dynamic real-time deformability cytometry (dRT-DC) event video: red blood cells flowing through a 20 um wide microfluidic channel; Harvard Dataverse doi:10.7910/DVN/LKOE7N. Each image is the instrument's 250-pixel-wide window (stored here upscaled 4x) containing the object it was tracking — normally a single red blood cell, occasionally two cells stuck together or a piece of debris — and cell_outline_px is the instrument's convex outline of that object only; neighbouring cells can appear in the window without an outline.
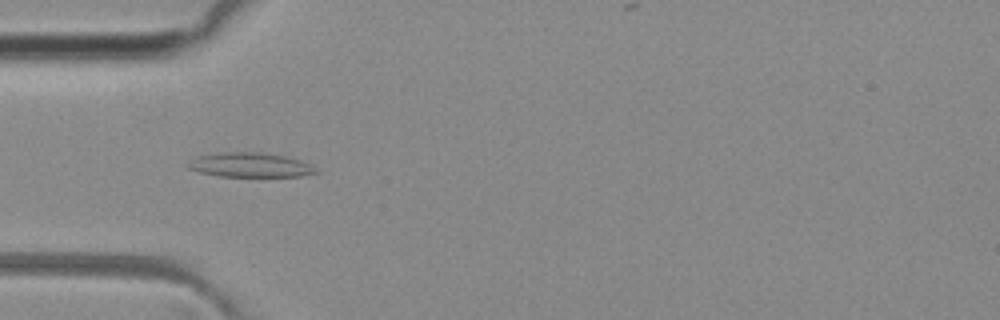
{"species": "common noctule bat (a hibernating species)", "species_latin": "Nyctalus noctula", "temperature_condition": "room temperature", "stored_images_in_passage": 49, "camera_frame_rate_fps": 3000, "um_per_image_px": 0.085, "animal": {"sex": "female", "body_mass_g": 29.2, "forearm_length_mm": 56.3}, "frame": {"image": 1, "passage_image": 13, "time_ms": 4.0, "image_size_px": [1000, 320], "cell_outline_px": [[320, 172], [300, 176], [216, 176], [196, 172], [188, 168], [184, 164], [200, 156], [224, 152], [260, 152], [284, 156], [300, 160], [308, 164]], "centroid_in_image_um": [21.21, 14.03], "position_along_channel_um": 63.8, "area_um2": 18.09}}
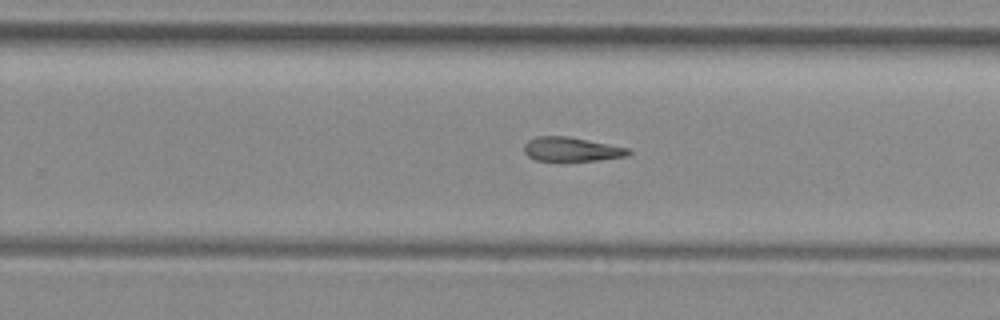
{"frame": {"image": 2, "passage_image": 29, "time_ms": 9.333, "image_size_px": [1000, 320], "cell_outline_px": [[632, 152], [628, 156], [596, 160], [536, 160], [528, 156], [524, 152], [524, 144], [528, 140], [536, 136], [568, 136], [632, 148]], "centroid_in_image_um": [48.62, 12.67], "position_along_channel_um": 281.2, "area_um2": 14.74}}
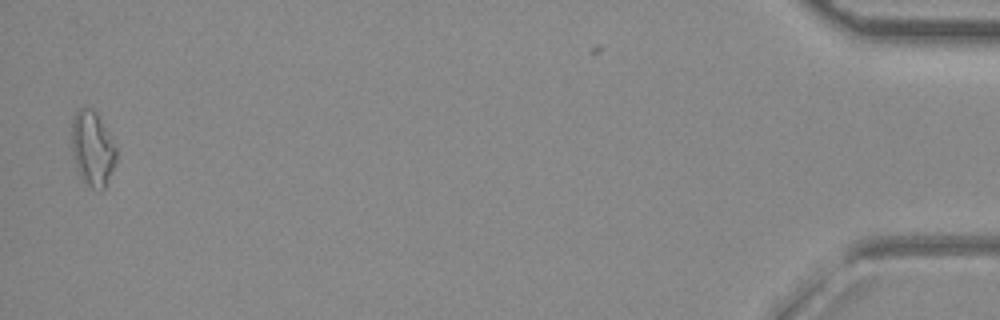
{"frame": {"image": 3, "passage_image": 47, "time_ms": 15.333, "image_size_px": [1000, 320], "cell_outline_px": [[116, 160], [104, 188], [100, 192], [92, 188], [80, 176], [72, 152], [72, 120], [76, 112], [80, 108], [92, 108], [96, 112], [116, 148]], "centroid_in_image_um": [7.85, 12.63], "position_along_channel_um": 427.3, "area_um2": 18.96}}